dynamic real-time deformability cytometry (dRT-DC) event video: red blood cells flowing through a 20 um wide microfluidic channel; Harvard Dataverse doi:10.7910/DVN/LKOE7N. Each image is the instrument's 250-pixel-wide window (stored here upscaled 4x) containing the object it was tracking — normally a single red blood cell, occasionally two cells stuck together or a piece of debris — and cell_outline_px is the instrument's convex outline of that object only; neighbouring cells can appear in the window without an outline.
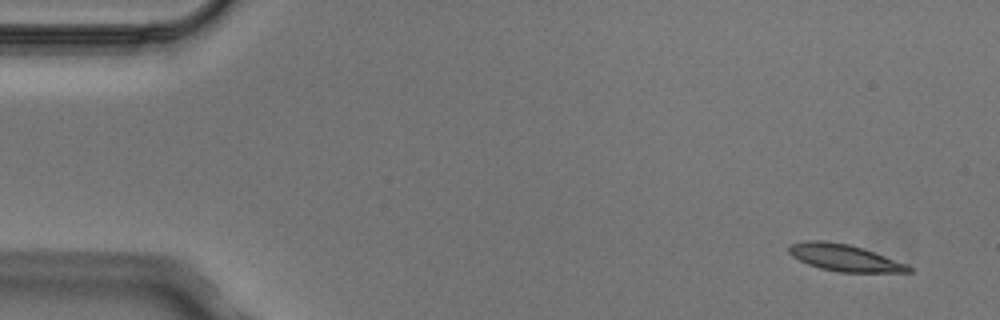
{"species": "Egyptian fruit bat (a non-hibernating species)", "species_latin": "Rousettus aegyptiacus", "temperature_condition": "cold", "stored_images_in_passage": 7, "camera_frame_rate_fps": 3000, "um_per_image_px": 0.085, "animal": {"sex": "male"}, "frame": {"image": 1, "passage_image": 1, "time_ms": 0.0, "image_size_px": [1000, 320], "cell_outline_px": [[912, 272], [840, 272], [820, 268], [808, 264], [792, 256], [788, 252], [788, 244], [804, 240], [824, 240], [848, 244], [864, 248], [908, 264], [912, 268]], "centroid_in_image_um": [71.77, 21.89], "position_along_channel_um": 13.2, "area_um2": 18.84}}
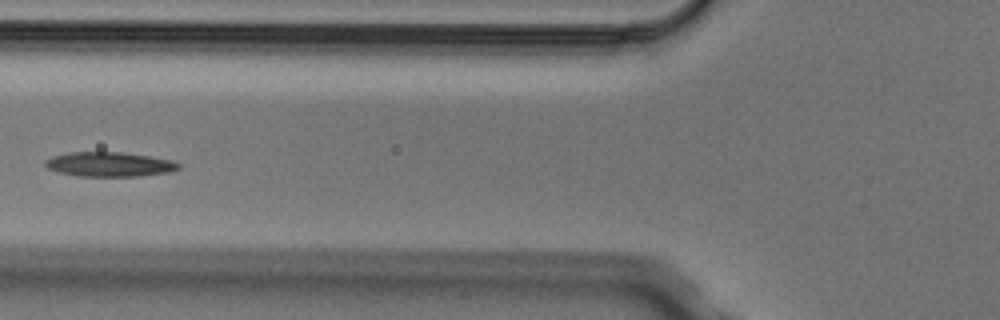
{"frame": {"image": 2, "passage_image": 6, "time_ms": 1.667, "image_size_px": [1000, 320], "cell_outline_px": [[180, 168], [168, 172], [140, 176], [76, 176], [56, 172], [48, 168], [44, 164], [44, 160], [52, 156], [68, 152], [124, 152], [172, 160], [180, 164]], "centroid_in_image_um": [9.25, 13.96], "position_along_channel_um": 116.5, "area_um2": 19.19}}
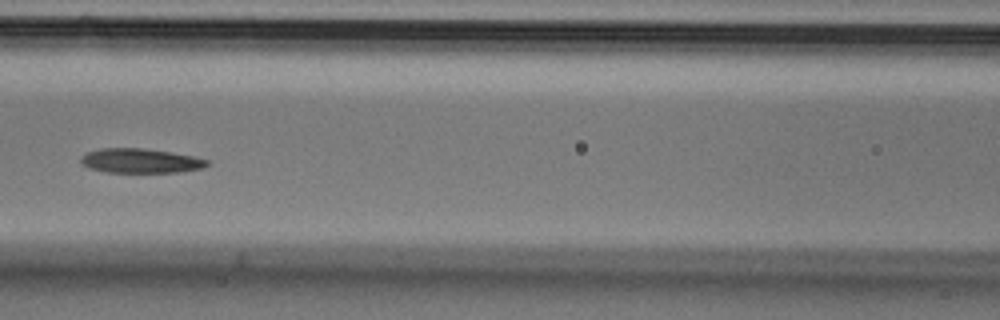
{"frame": {"image": 3, "passage_image": 7, "time_ms": 2.0, "image_size_px": [1000, 320], "cell_outline_px": [[208, 164], [204, 168], [180, 172], [108, 172], [88, 168], [80, 160], [80, 156], [88, 152], [100, 148], [140, 148], [172, 152], [192, 156], [208, 160]], "centroid_in_image_um": [11.94, 13.67], "position_along_channel_um": 154.7, "area_um2": 17.92}}